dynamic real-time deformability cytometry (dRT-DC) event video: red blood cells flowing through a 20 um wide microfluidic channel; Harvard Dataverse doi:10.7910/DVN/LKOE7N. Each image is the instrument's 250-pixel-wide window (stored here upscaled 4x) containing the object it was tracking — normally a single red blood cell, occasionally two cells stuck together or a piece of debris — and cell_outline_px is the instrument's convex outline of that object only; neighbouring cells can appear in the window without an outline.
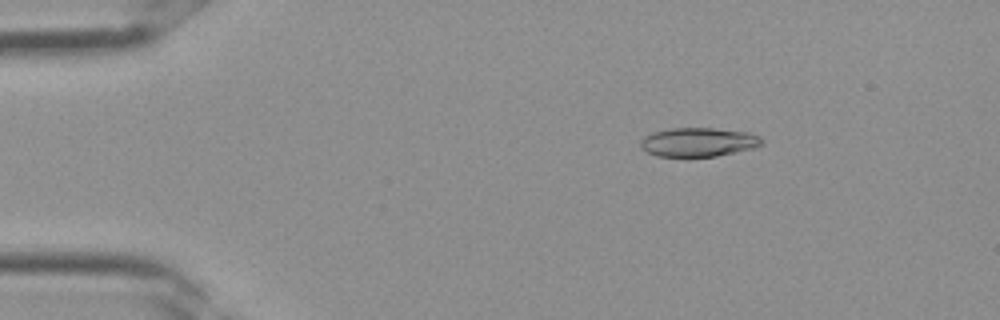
{"species": "Egyptian fruit bat (a non-hibernating species)", "species_latin": "Rousettus aegyptiacus", "temperature_condition": "room temperature", "stored_images_in_passage": 4, "camera_frame_rate_fps": 3000, "um_per_image_px": 0.085, "frame": {"image": 1, "passage_image": 2, "time_ms": 0.333, "image_size_px": [1000, 320], "cell_outline_px": [[764, 144], [756, 148], [716, 156], [688, 160], [656, 156], [640, 148], [640, 140], [644, 136], [652, 132], [672, 128], [712, 128], [748, 132], [760, 136], [764, 140]], "centroid_in_image_um": [59.35, 12.13], "position_along_channel_um": 25.7, "area_um2": 21.5}}
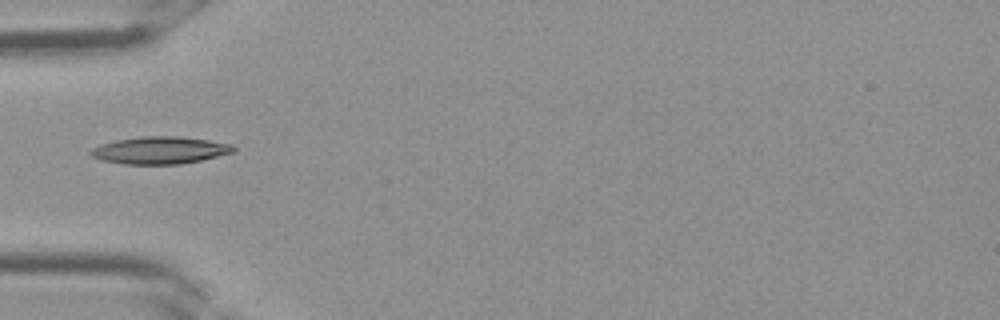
{"frame": {"image": 2, "passage_image": 4, "time_ms": 1.0, "image_size_px": [1000, 320], "cell_outline_px": [[236, 152], [200, 160], [180, 164], [124, 164], [100, 160], [92, 156], [88, 152], [92, 148], [100, 144], [116, 140], [140, 136], [180, 136], [208, 140], [232, 144], [236, 148]], "centroid_in_image_um": [13.59, 12.77], "position_along_channel_um": 71.4, "area_um2": 22.83}}